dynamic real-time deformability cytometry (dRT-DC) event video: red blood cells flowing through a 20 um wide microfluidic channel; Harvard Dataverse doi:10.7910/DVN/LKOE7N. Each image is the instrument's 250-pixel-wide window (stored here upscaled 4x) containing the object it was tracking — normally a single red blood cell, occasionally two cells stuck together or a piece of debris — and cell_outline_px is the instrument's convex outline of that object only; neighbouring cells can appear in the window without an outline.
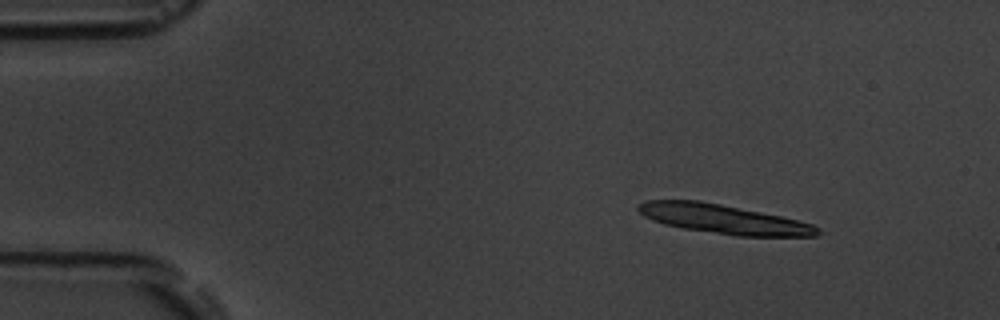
{"species": "common noctule bat (a hibernating species)", "species_latin": "Nyctalus noctula", "temperature_condition": "room temperature", "stored_images_in_passage": 3, "camera_frame_rate_fps": 3000, "um_per_image_px": 0.085, "animal": {"sex": "male", "body_mass_g": 19.5, "forearm_length_mm": 54.6}, "frame": {"image": 1, "passage_image": 1, "time_ms": 0.0, "image_size_px": [1000, 320], "cell_outline_px": [[820, 232], [816, 236], [736, 236], [684, 228], [664, 224], [652, 220], [644, 216], [636, 208], [640, 204], [648, 200], [700, 200], [780, 216], [812, 224], [820, 228]], "centroid_in_image_um": [61.49, 18.62], "position_along_channel_um": 23.5, "area_um2": 30.17}}